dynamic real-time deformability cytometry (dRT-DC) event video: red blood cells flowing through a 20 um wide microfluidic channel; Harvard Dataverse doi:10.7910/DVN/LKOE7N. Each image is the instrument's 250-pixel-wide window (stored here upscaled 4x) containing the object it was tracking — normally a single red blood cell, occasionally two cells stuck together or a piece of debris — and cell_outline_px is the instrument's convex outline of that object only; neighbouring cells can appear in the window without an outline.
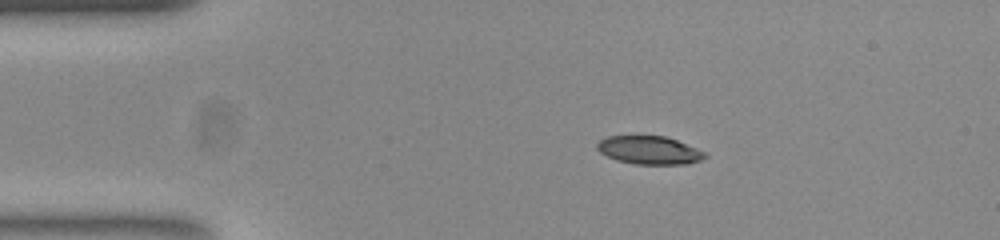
{"species": "common noctule bat (a hibernating species)", "species_latin": "Nyctalus noctula", "temperature_condition": "room temperature", "stored_images_in_passage": 45, "camera_frame_rate_fps": 3000, "um_per_image_px": 0.085, "animal": {"sex": "female", "body_mass_g": 23.0, "forearm_length_mm": 53.4}, "frame": {"image": 1, "passage_image": 1, "time_ms": 0.0, "image_size_px": [1000, 240], "cell_outline_px": [[708, 156], [700, 160], [688, 164], [636, 164], [616, 160], [600, 152], [596, 148], [596, 144], [600, 140], [608, 136], [664, 136], [676, 140], [708, 152]], "centroid_in_image_um": [55.22, 12.77], "position_along_channel_um": 29.8, "area_um2": 17.74}}
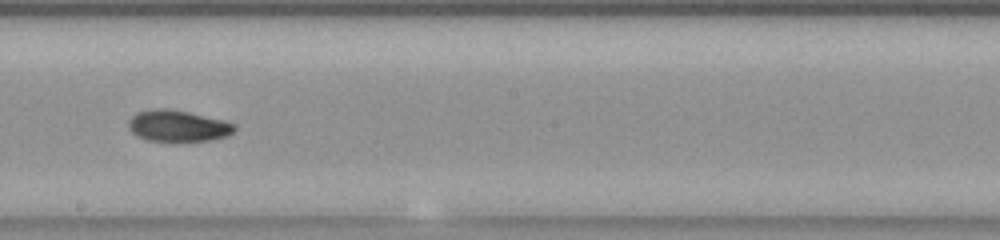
{"frame": {"image": 2, "passage_image": 21, "time_ms": 6.667, "image_size_px": [1000, 240], "cell_outline_px": [[236, 128], [228, 136], [208, 140], [148, 140], [136, 136], [128, 128], [128, 120], [136, 112], [152, 108], [164, 108], [188, 112], [224, 120], [236, 124]], "centroid_in_image_um": [15.09, 10.68], "position_along_channel_um": 233.1, "area_um2": 19.25}}
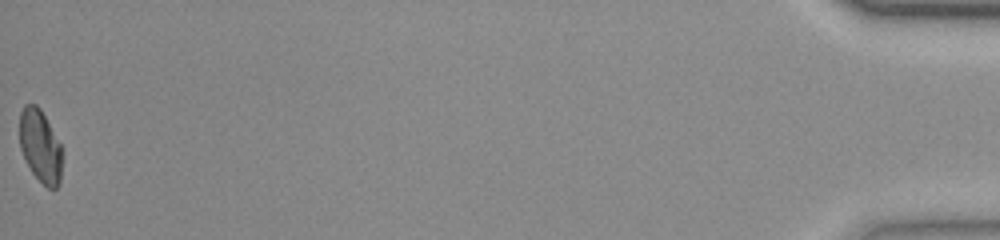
{"frame": {"image": 3, "passage_image": 45, "time_ms": 14.667, "image_size_px": [1000, 240], "cell_outline_px": [[60, 184], [56, 188], [48, 188], [32, 172], [20, 148], [20, 112], [24, 104], [36, 104], [40, 108], [60, 144]], "centroid_in_image_um": [3.4, 12.39], "position_along_channel_um": 431.8, "area_um2": 17.51}, "authors_computed_cell_mechanics": {"area_um2": 19.1318, "velocity_mm_per_s": 3.7972, "shape_relaxation_time_tau1_ms": null, "shape_relaxation_time_tau2_ms": 2.5843, "deformation_change_tau1": null, "deformation_change_tau2": 0.0679}}